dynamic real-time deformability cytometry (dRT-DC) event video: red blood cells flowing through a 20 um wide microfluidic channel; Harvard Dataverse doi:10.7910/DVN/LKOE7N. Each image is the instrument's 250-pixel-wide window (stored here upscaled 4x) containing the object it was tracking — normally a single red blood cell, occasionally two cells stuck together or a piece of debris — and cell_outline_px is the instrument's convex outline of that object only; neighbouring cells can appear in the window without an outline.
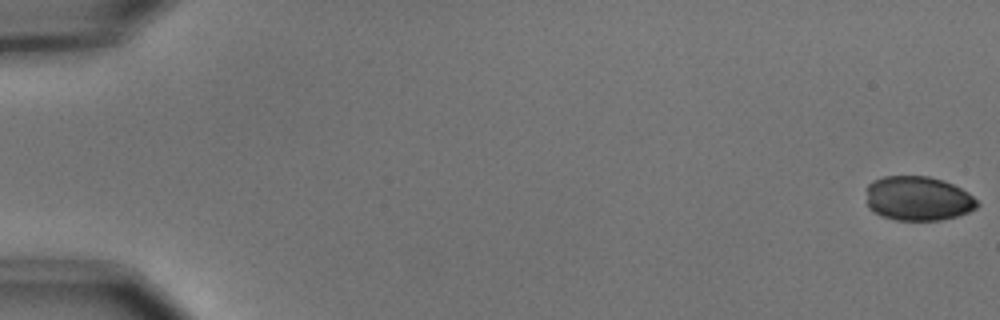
{"species": "common noctule bat (a hibernating species)", "species_latin": "Nyctalus noctula", "temperature_condition": "cold", "stored_images_in_passage": 55, "camera_frame_rate_fps": 3000, "um_per_image_px": 0.085, "animal": {"sex": "male", "body_mass_g": 15.6}, "frame": {"image": 1, "passage_image": 1, "time_ms": 0.0, "image_size_px": [1000, 320], "cell_outline_px": [[980, 204], [976, 208], [968, 212], [956, 216], [940, 220], [896, 220], [880, 216], [872, 212], [868, 208], [864, 188], [872, 180], [884, 176], [928, 176], [944, 180], [968, 192]], "centroid_in_image_um": [77.97, 16.87], "position_along_channel_um": 7.0, "area_um2": 29.13}}
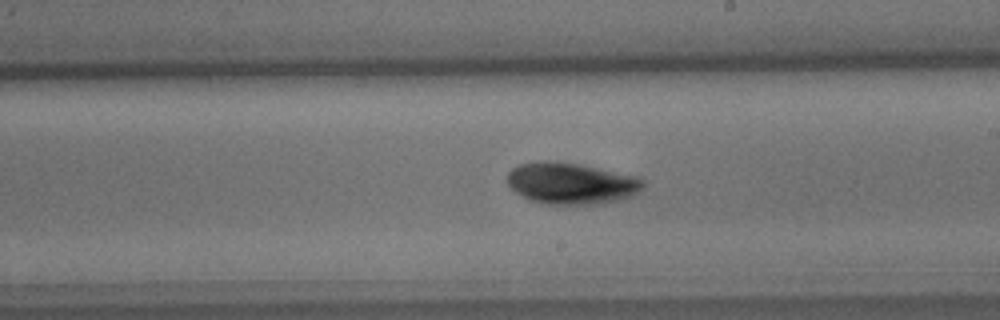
{"frame": {"image": 2, "passage_image": 33, "time_ms": 10.667, "image_size_px": [1000, 320], "cell_outline_px": [[644, 188], [640, 192], [632, 196], [620, 200], [604, 204], [548, 204], [528, 200], [516, 192], [508, 184], [508, 172], [512, 168], [520, 164], [532, 160], [556, 160], [580, 164], [640, 176], [644, 180]], "centroid_in_image_um": [48.59, 15.57], "position_along_channel_um": 240.4, "area_um2": 33.58}}
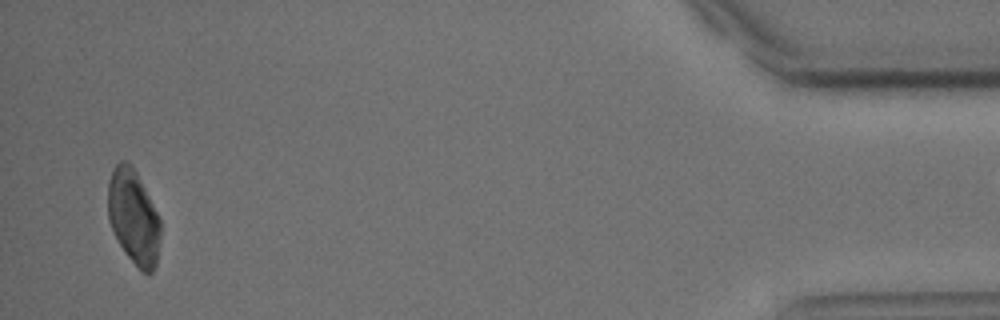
{"frame": {"image": 3, "passage_image": 54, "time_ms": 17.667, "image_size_px": [1000, 320], "cell_outline_px": [[160, 240], [156, 264], [152, 272], [148, 276], [140, 272], [124, 252], [116, 240], [112, 232], [108, 220], [108, 180], [112, 168], [120, 160], [128, 160], [132, 164], [160, 220]], "centroid_in_image_um": [11.32, 18.48], "position_along_channel_um": 423.9, "area_um2": 29.36}}